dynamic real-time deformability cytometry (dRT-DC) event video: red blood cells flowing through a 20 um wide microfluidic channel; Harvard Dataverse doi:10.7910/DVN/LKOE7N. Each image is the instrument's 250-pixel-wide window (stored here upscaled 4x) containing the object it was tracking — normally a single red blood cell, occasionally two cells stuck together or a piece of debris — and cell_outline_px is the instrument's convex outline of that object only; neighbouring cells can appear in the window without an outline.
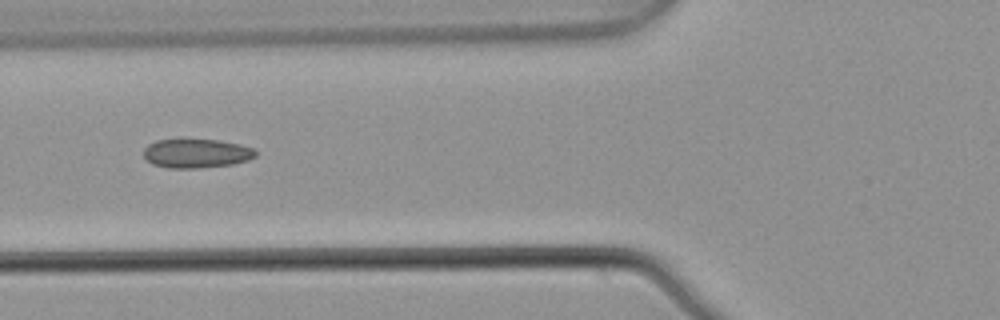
{"species": "common noctule bat (a hibernating species)", "species_latin": "Nyctalus noctula", "temperature_condition": "warm", "stored_images_in_passage": 6, "camera_frame_rate_fps": 3000, "um_per_image_px": 0.085, "animal": {"sex": "male", "body_mass_g": 21.5, "forearm_length_mm": 52.0}, "frame": {"image": 1, "passage_image": 5, "time_ms": 1.333, "image_size_px": [1000, 320], "cell_outline_px": [[256, 156], [248, 160], [232, 164], [200, 168], [168, 168], [152, 164], [144, 160], [144, 148], [148, 144], [156, 140], [184, 136], [216, 140], [240, 144], [252, 148], [256, 152]], "centroid_in_image_um": [16.62, 12.99], "position_along_channel_um": 109.2, "area_um2": 19.77}}
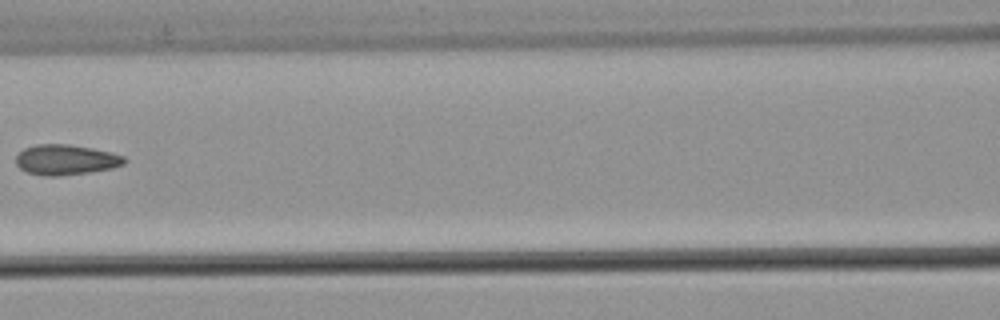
{"frame": {"image": 2, "passage_image": 6, "time_ms": 1.667, "image_size_px": [1000, 320], "cell_outline_px": [[128, 160], [124, 164], [112, 168], [88, 172], [60, 176], [44, 176], [28, 172], [20, 168], [16, 164], [16, 156], [24, 148], [36, 144], [68, 144], [92, 148], [112, 152], [124, 156]], "centroid_in_image_um": [5.61, 13.57], "position_along_channel_um": 161.0, "area_um2": 19.19}}